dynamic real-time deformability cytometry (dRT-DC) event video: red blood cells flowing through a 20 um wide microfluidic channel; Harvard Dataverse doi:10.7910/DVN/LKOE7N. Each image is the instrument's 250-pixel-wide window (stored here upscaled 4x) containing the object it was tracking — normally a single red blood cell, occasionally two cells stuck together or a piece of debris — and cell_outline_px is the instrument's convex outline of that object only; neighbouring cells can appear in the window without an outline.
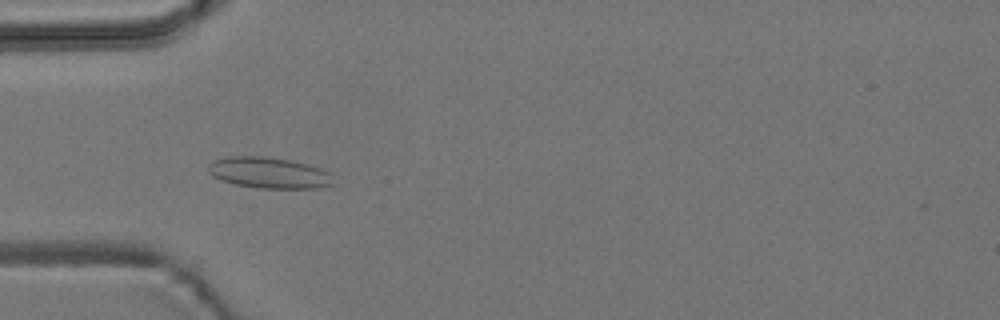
{"species": "common noctule bat (a hibernating species)", "species_latin": "Nyctalus noctula", "temperature_condition": "room temperature", "stored_images_in_passage": 43, "camera_frame_rate_fps": 3000, "um_per_image_px": 0.085, "animal": {"sex": "male", "body_mass_g": 19.2, "forearm_length_mm": 51.8}, "frame": {"image": 1, "passage_image": 10, "time_ms": 3.0, "image_size_px": [1000, 320], "cell_outline_px": [[336, 184], [320, 188], [260, 188], [236, 184], [220, 180], [212, 176], [208, 172], [208, 164], [212, 160], [228, 156], [268, 156], [292, 160], [308, 164], [320, 168], [328, 172]], "centroid_in_image_um": [22.85, 14.68], "position_along_channel_um": 62.1, "area_um2": 22.95}}
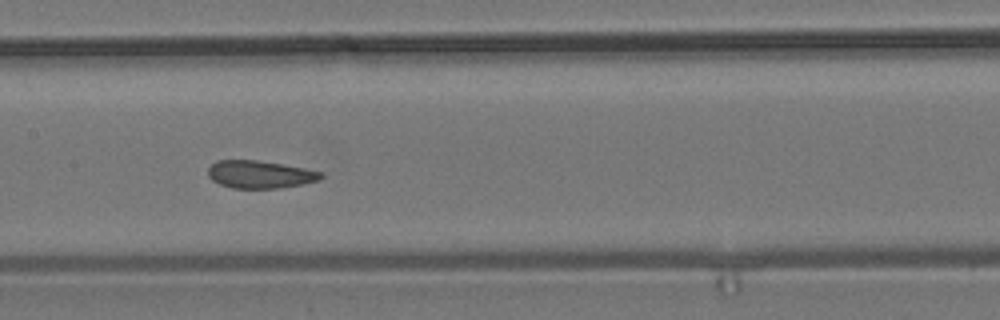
{"frame": {"image": 2, "passage_image": 20, "time_ms": 6.333, "image_size_px": [1000, 320], "cell_outline_px": [[324, 176], [320, 180], [280, 188], [232, 188], [220, 184], [212, 180], [208, 176], [208, 168], [216, 160], [256, 160], [284, 164], [324, 172]], "centroid_in_image_um": [22.11, 14.82], "position_along_channel_um": 185.3, "area_um2": 18.26}}
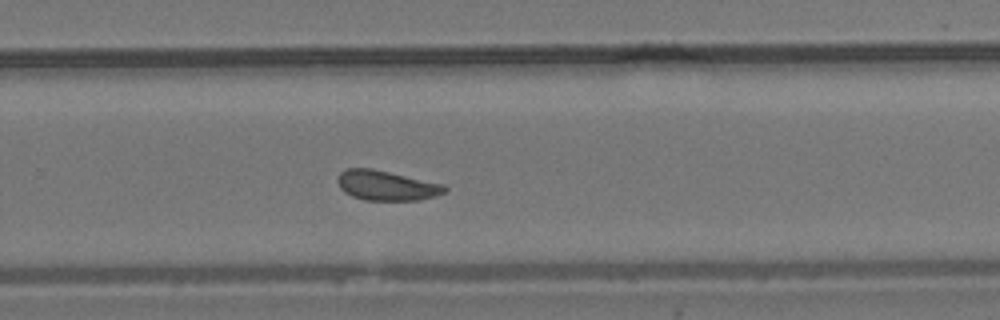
{"frame": {"image": 3, "passage_image": 29, "time_ms": 9.333, "image_size_px": [1000, 320], "cell_outline_px": [[448, 188], [444, 192], [436, 196], [420, 200], [364, 200], [352, 196], [344, 192], [340, 188], [336, 180], [340, 172], [348, 168], [372, 168], [444, 184]], "centroid_in_image_um": [32.84, 15.77], "position_along_channel_um": 297.0, "area_um2": 18.73}, "authors_computed_cell_mechanics": {"area_um2": 18.7272, "velocity_mm_per_s": 3.7371, "shape_relaxation_time_tau1_ms": null, "shape_relaxation_time_tau2_ms": 0.9817, "deformation_change_tau1": null, "deformation_change_tau2": 0.0658}}